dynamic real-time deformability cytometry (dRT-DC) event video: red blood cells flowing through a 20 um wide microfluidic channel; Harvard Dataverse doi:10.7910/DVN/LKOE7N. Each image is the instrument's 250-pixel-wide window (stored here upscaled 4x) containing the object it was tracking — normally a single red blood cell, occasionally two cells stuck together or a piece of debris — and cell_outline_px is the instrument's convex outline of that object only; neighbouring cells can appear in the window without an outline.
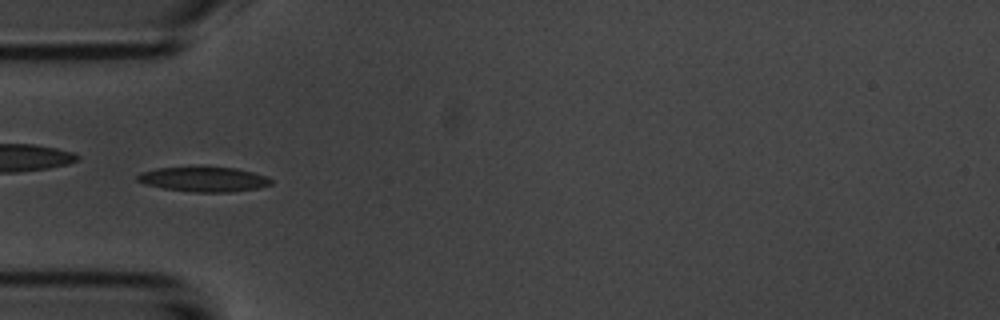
{"species": "common noctule bat (a hibernating species)", "species_latin": "Nyctalus noctula", "temperature_condition": "room temperature", "stored_images_in_passage": 53, "camera_frame_rate_fps": 3000, "um_per_image_px": 0.085, "animal": {"sex": "male", "body_mass_g": 20.1, "forearm_length_mm": 53.5}, "frame": {"image": 1, "passage_image": 16, "time_ms": 5.0, "image_size_px": [1000, 320], "cell_outline_px": [[272, 184], [256, 188], [232, 192], [192, 192], [164, 188], [144, 184], [136, 180], [136, 176], [140, 172], [156, 168], [236, 168], [268, 176], [272, 180]], "centroid_in_image_um": [17.31, 15.25], "position_along_channel_um": 67.7, "area_um2": 19.07}}
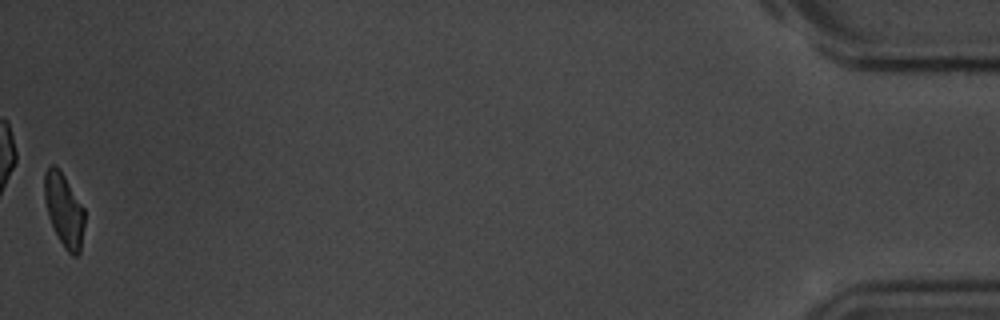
{"frame": {"image": 2, "passage_image": 53, "time_ms": 17.333, "image_size_px": [1000, 320], "cell_outline_px": [[84, 224], [80, 252], [76, 256], [72, 256], [64, 248], [48, 216], [44, 200], [44, 172], [48, 164], [56, 164], [64, 176], [84, 208]], "centroid_in_image_um": [5.42, 17.81], "position_along_channel_um": 429.8, "area_um2": 17.11}, "authors_computed_cell_mechanics": {"area_um2": 18.4382, "velocity_mm_per_s": 3.7134, "shape_relaxation_time_tau1_ms": 2.3012, "shape_relaxation_time_tau2_ms": 5.9048, "deformation_change_tau1": 0.1059, "deformation_change_tau2": 0.1257}}